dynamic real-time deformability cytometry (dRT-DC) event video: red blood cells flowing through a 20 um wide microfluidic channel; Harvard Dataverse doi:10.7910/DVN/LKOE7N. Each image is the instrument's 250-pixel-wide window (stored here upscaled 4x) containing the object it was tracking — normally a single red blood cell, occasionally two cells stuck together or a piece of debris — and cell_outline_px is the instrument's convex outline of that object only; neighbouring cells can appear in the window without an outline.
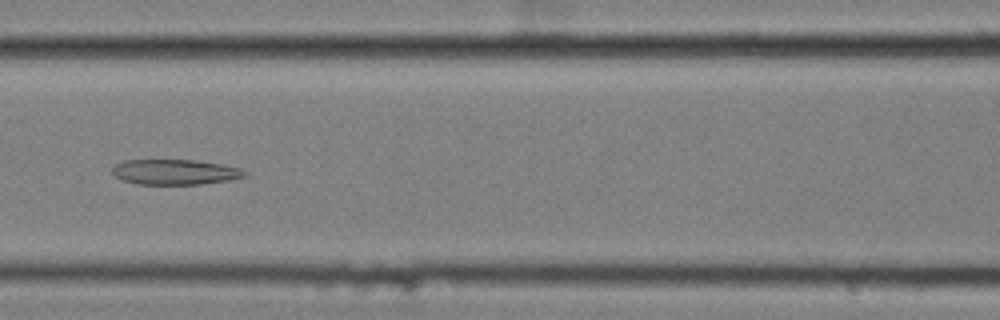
{"species": "common noctule bat (a hibernating species)", "species_latin": "Nyctalus noctula", "temperature_condition": "cold", "stored_images_in_passage": 7, "camera_frame_rate_fps": 3000, "um_per_image_px": 0.085, "animal": {"sex": "female", "body_mass_g": 25.1}, "frame": {"image": 1, "passage_image": 5, "time_ms": 1.333, "image_size_px": [1000, 320], "cell_outline_px": [[248, 176], [228, 180], [200, 184], [136, 184], [124, 180], [116, 176], [112, 172], [112, 168], [116, 164], [124, 160], [192, 160], [220, 164], [240, 168], [248, 172]], "centroid_in_image_um": [14.89, 14.62], "position_along_channel_um": 151.7, "area_um2": 19.36}}
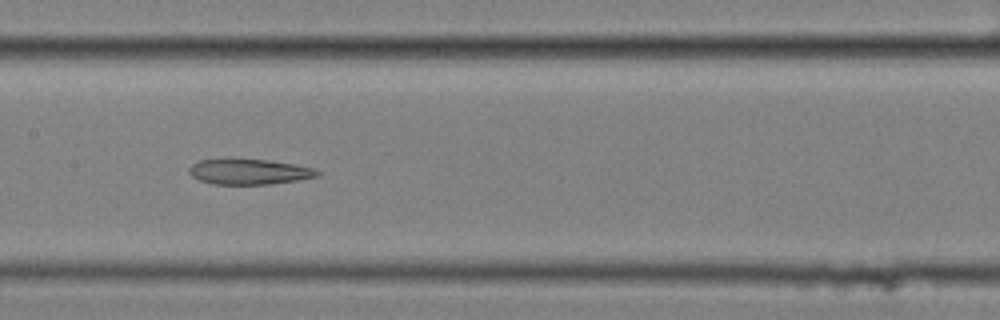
{"frame": {"image": 2, "passage_image": 6, "time_ms": 1.667, "image_size_px": [1000, 320], "cell_outline_px": [[320, 176], [272, 184], [212, 184], [200, 180], [192, 176], [188, 172], [188, 168], [192, 164], [200, 160], [268, 160], [292, 164], [312, 168], [320, 172]], "centroid_in_image_um": [21.17, 14.61], "position_along_channel_um": 186.2, "area_um2": 18.61}}
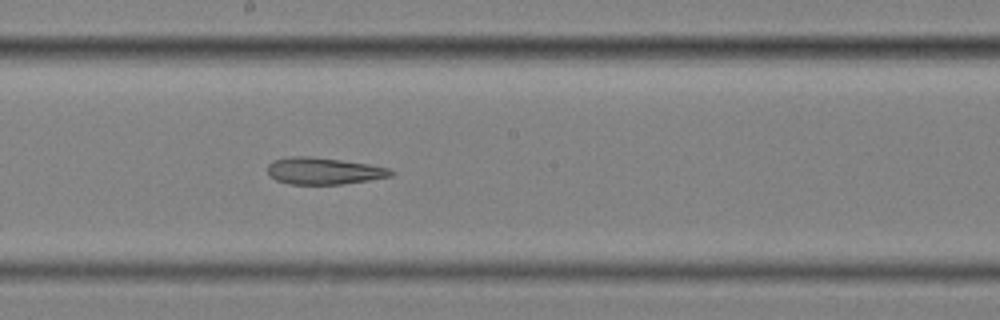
{"frame": {"image": 3, "passage_image": 7, "time_ms": 2.0, "image_size_px": [1000, 320], "cell_outline_px": [[396, 172], [392, 176], [368, 180], [340, 184], [288, 184], [276, 180], [268, 172], [268, 164], [272, 160], [292, 156], [312, 156], [368, 164], [388, 168]], "centroid_in_image_um": [27.51, 14.52], "position_along_channel_um": 220.7, "area_um2": 19.19}}